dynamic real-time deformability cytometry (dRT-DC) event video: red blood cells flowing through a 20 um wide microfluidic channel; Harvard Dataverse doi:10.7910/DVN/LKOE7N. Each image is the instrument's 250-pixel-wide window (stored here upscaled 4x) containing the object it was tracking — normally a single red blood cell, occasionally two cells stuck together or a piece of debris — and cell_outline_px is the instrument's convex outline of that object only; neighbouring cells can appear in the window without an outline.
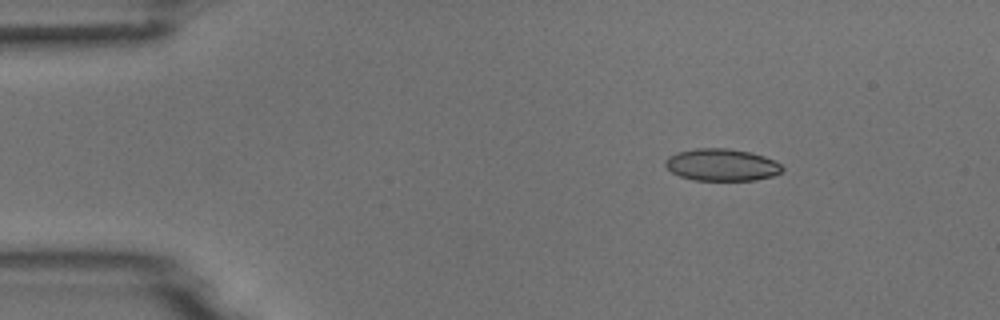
{"species": "common noctule bat (a hibernating species)", "species_latin": "Nyctalus noctula", "temperature_condition": "room temperature", "stored_images_in_passage": 4, "camera_frame_rate_fps": 3000, "um_per_image_px": 0.085, "animal": {"sex": "male", "body_mass_g": 18.8}, "frame": {"image": 1, "passage_image": 2, "time_ms": 1.333, "image_size_px": [1000, 320], "cell_outline_px": [[784, 168], [780, 172], [772, 176], [756, 180], [696, 180], [680, 176], [672, 172], [664, 164], [664, 160], [668, 156], [680, 152], [696, 148], [728, 148], [752, 152], [764, 156], [780, 164]], "centroid_in_image_um": [61.34, 14.0], "position_along_channel_um": 23.7, "area_um2": 21.79}}